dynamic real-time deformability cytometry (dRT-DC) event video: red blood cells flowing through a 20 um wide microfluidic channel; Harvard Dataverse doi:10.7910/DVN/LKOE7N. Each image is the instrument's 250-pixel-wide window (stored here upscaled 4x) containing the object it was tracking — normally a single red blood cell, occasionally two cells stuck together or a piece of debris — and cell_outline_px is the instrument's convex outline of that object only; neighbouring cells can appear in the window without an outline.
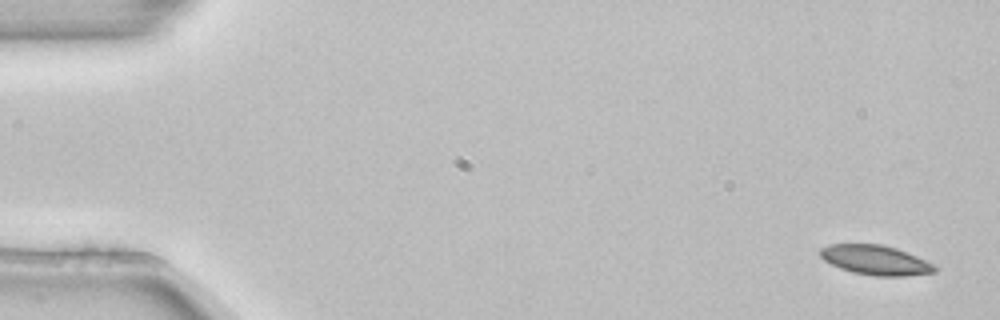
{"species": "common noctule bat (a hibernating species)", "species_latin": "Nyctalus noctula", "temperature_condition": "room temperature", "stored_images_in_passage": 4, "camera_frame_rate_fps": 3000, "um_per_image_px": 0.085, "animal": {"sex": "female", "body_mass_g": 22.7, "forearm_length_mm": 54.2}, "frame": {"image": 1, "passage_image": 1, "time_ms": 0.0, "image_size_px": [1000, 320], "cell_outline_px": [[936, 272], [904, 276], [872, 276], [852, 272], [840, 268], [824, 260], [820, 256], [820, 248], [828, 244], [880, 244], [896, 248], [908, 252], [936, 264]], "centroid_in_image_um": [74.44, 22.1], "position_along_channel_um": 10.6, "area_um2": 19.94}}
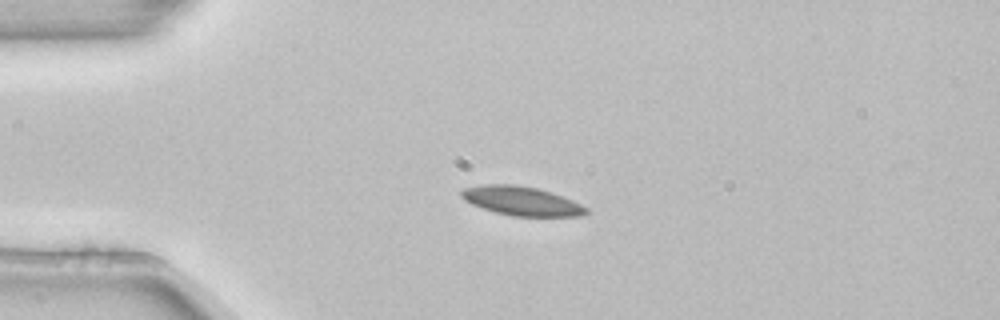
{"frame": {"image": 2, "passage_image": 4, "time_ms": 1.0, "image_size_px": [1000, 320], "cell_outline_px": [[588, 212], [584, 216], [512, 216], [496, 212], [472, 204], [464, 200], [460, 196], [460, 192], [464, 188], [484, 184], [516, 184], [536, 188], [552, 192], [572, 200], [588, 208]], "centroid_in_image_um": [44.34, 17.08], "position_along_channel_um": 40.7, "area_um2": 21.1}}